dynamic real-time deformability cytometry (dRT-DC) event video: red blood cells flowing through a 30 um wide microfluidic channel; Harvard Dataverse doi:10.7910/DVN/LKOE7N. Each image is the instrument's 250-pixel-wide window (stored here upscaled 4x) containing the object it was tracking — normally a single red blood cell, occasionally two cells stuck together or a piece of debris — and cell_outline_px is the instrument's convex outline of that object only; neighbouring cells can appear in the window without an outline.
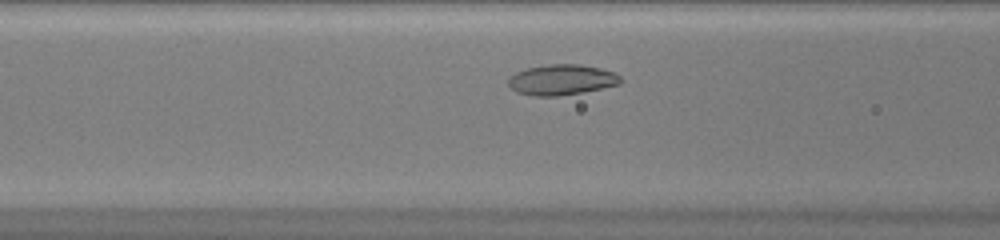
{"species": "common noctule bat (a hibernating species)", "species_latin": "Nyctalus noctula", "temperature_condition": "warm", "stored_images_in_passage": 30, "camera_frame_rate_fps": 3000, "um_per_image_px": 0.085, "animal": {"sex": "female", "body_mass_g": 20.0, "forearm_length_mm": 54.0}, "frame": {"image": 1, "passage_image": 8, "time_ms": 2.333, "image_size_px": [1000, 240], "cell_outline_px": [[620, 84], [560, 96], [532, 96], [516, 92], [508, 84], [508, 76], [516, 72], [528, 68], [548, 64], [580, 64], [600, 68], [616, 72], [620, 76]], "centroid_in_image_um": [47.71, 6.77], "position_along_channel_um": 118.9, "area_um2": 19.94}}
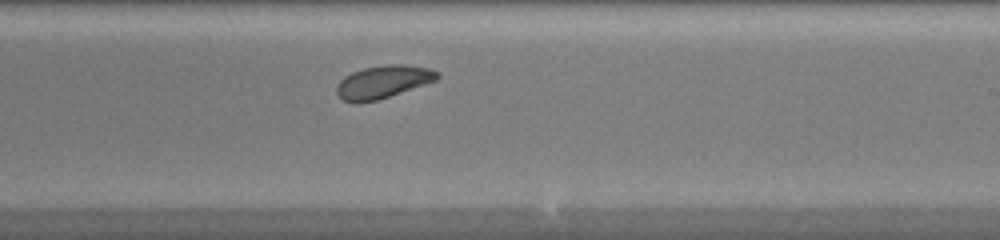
{"frame": {"image": 2, "passage_image": 18, "time_ms": 5.667, "image_size_px": [1000, 240], "cell_outline_px": [[440, 76], [436, 80], [376, 100], [344, 100], [336, 92], [336, 88], [340, 80], [344, 76], [352, 72], [364, 68], [388, 64], [404, 64], [428, 68], [440, 72]], "centroid_in_image_um": [32.59, 6.91], "position_along_channel_um": 256.4, "area_um2": 18.55}}
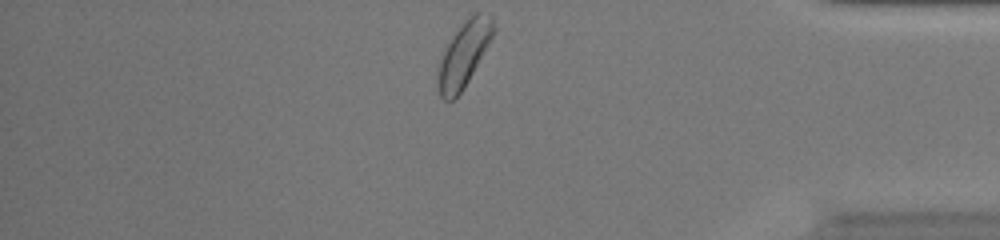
{"frame": {"image": 3, "passage_image": 30, "time_ms": 9.667, "image_size_px": [1000, 240], "cell_outline_px": [[496, 32], [468, 80], [460, 92], [452, 100], [444, 100], [440, 96], [436, 84], [440, 60], [448, 44], [464, 20], [472, 12], [480, 12], [492, 16], [496, 28]], "centroid_in_image_um": [39.46, 4.57], "position_along_channel_um": 395.7, "area_um2": 20.81}, "authors_computed_cell_mechanics": {"area_um2": 19.6809, "velocity_mm_per_s": 4.1453, "shape_relaxation_time_tau1_ms": 1.3691, "shape_relaxation_time_tau2_ms": 9.0383, "deformation_change_tau1": 0.0791, "deformation_change_tau2": 0.1724}}